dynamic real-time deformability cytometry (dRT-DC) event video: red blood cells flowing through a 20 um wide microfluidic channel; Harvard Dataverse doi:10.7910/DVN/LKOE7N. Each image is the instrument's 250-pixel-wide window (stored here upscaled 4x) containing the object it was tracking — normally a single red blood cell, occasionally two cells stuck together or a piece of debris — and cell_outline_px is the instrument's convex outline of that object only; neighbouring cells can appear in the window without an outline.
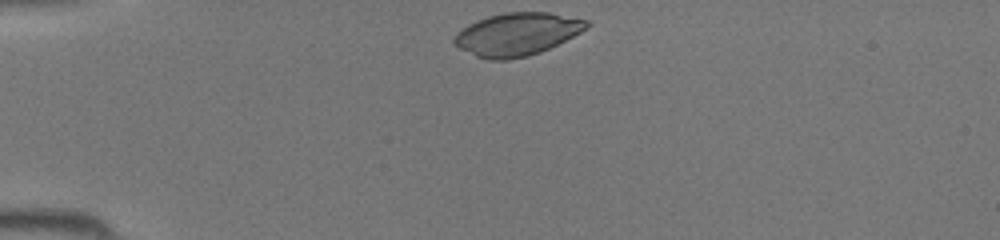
{"species": "common noctule bat (a hibernating species)", "species_latin": "Nyctalus noctula", "temperature_condition": "room temperature", "stored_images_in_passage": 34, "camera_frame_rate_fps": 3000, "um_per_image_px": 0.085, "animal": {"sex": "female", "body_mass_g": 19.5, "forearm_length_mm": 54.1}, "frame": {"image": 1, "passage_image": 1, "time_ms": 0.0, "image_size_px": [1000, 240], "cell_outline_px": [[592, 24], [580, 32], [540, 52], [528, 56], [508, 60], [488, 60], [476, 56], [460, 48], [452, 40], [456, 32], [468, 24], [476, 20], [488, 16], [504, 12], [548, 12], [592, 20]], "centroid_in_image_um": [43.95, 2.89], "position_along_channel_um": 41.1, "area_um2": 33.06}}
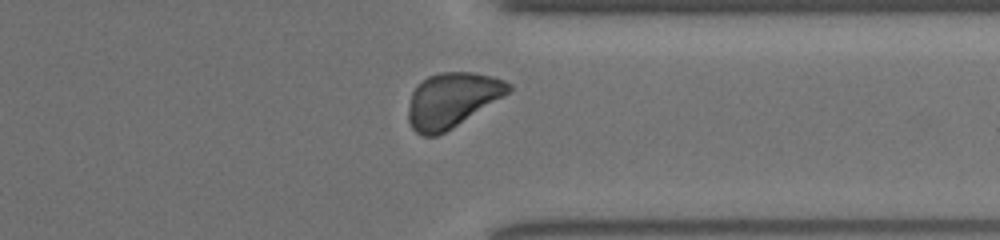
{"frame": {"image": 2, "passage_image": 25, "time_ms": 8.0, "image_size_px": [1000, 240], "cell_outline_px": [[512, 88], [508, 92], [452, 128], [436, 136], [424, 136], [416, 132], [412, 128], [408, 120], [408, 108], [412, 92], [416, 84], [428, 76], [440, 72], [472, 72], [492, 76], [504, 80], [512, 84]], "centroid_in_image_um": [38.37, 8.49], "position_along_channel_um": 373.0, "area_um2": 31.62}}
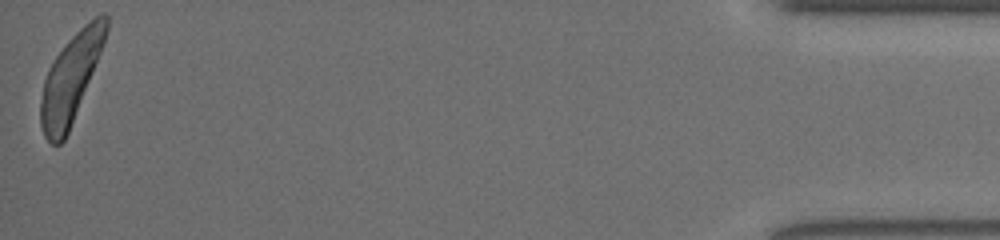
{"frame": {"image": 3, "passage_image": 34, "time_ms": 11.0, "image_size_px": [1000, 240], "cell_outline_px": [[108, 32], [104, 44], [68, 132], [64, 140], [60, 144], [52, 144], [44, 136], [40, 124], [40, 100], [44, 80], [48, 68], [56, 56], [68, 40], [88, 20], [100, 12], [108, 12]], "centroid_in_image_um": [6.02, 6.61], "position_along_channel_um": 429.2, "area_um2": 33.29}}